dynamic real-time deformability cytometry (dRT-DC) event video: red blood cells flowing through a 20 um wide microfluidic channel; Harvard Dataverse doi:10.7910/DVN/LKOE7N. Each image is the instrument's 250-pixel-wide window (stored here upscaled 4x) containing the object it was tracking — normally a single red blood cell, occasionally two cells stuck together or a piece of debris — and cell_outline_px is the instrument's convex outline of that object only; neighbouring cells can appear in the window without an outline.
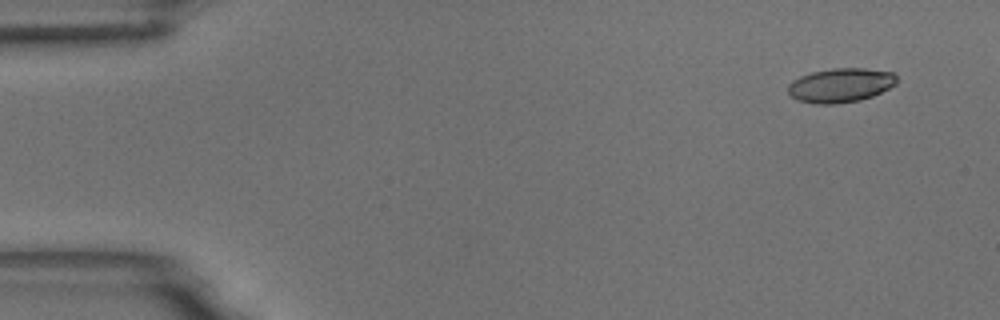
{"species": "common noctule bat (a hibernating species)", "species_latin": "Nyctalus noctula", "temperature_condition": "room temperature", "stored_images_in_passage": 56, "camera_frame_rate_fps": 3000, "um_per_image_px": 0.085, "animal": {"sex": "male", "body_mass_g": 18.8}, "frame": {"image": 1, "passage_image": 1, "time_ms": 0.0, "image_size_px": [1000, 320], "cell_outline_px": [[896, 84], [872, 96], [860, 100], [836, 104], [816, 104], [796, 100], [788, 92], [788, 84], [792, 80], [800, 76], [812, 72], [832, 68], [864, 68], [892, 72], [896, 76]], "centroid_in_image_um": [71.42, 7.25], "position_along_channel_um": 13.6, "area_um2": 21.68}}
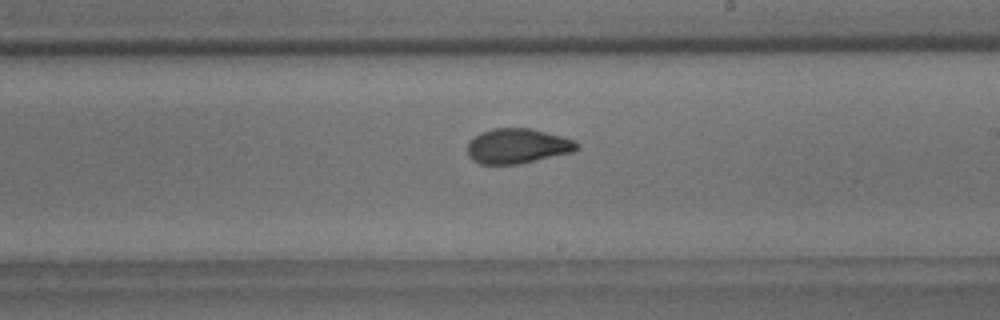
{"frame": {"image": 2, "passage_image": 31, "time_ms": 10.0, "image_size_px": [1000, 320], "cell_outline_px": [[580, 148], [572, 152], [520, 164], [480, 164], [472, 160], [468, 156], [468, 140], [480, 132], [492, 128], [532, 128], [564, 136], [576, 140], [580, 144]], "centroid_in_image_um": [44.0, 12.4], "position_along_channel_um": 245.0, "area_um2": 22.72}}
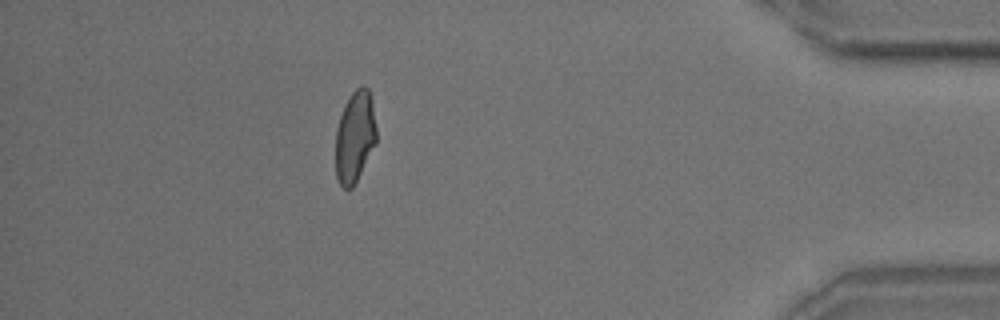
{"frame": {"image": 3, "passage_image": 49, "time_ms": 16.0, "image_size_px": [1000, 320], "cell_outline_px": [[376, 144], [352, 188], [344, 188], [340, 184], [336, 176], [336, 128], [344, 104], [352, 92], [360, 84], [364, 84], [368, 88], [372, 100], [376, 128]], "centroid_in_image_um": [30.17, 11.57], "position_along_channel_um": 405.0, "area_um2": 21.85}, "authors_computed_cell_mechanics": {"area_um2": 22.3686, "velocity_mm_per_s": 3.4379, "shape_relaxation_time_tau1_ms": 5.5425, "shape_relaxation_time_tau2_ms": 1.4148, "deformation_change_tau1": 0.1529, "deformation_change_tau2": 0.0573}}